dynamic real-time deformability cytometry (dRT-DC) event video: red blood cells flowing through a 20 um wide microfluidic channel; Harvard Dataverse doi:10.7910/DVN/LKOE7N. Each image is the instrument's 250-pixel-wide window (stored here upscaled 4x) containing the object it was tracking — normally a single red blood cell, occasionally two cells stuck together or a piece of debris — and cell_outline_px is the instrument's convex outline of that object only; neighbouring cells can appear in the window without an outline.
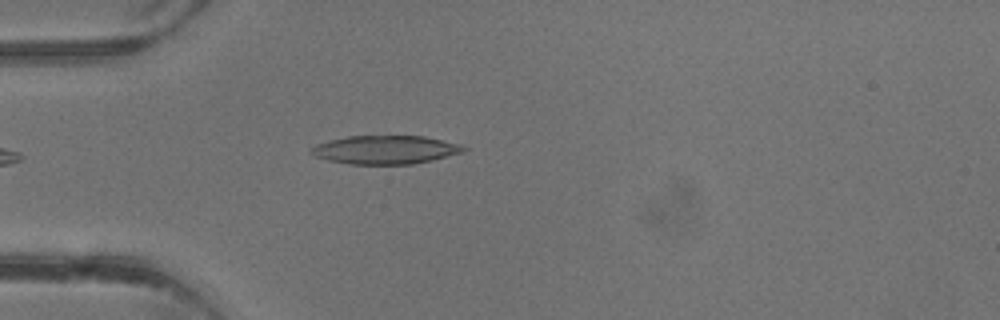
{"species": "common noctule bat (a hibernating species)", "species_latin": "Nyctalus noctula", "temperature_condition": "warm", "stored_images_in_passage": 2, "camera_frame_rate_fps": 3000, "um_per_image_px": 0.085, "animal": {"sex": "male", "body_mass_g": 13.3}, "frame": {"image": 1, "passage_image": 2, "time_ms": 1.0, "image_size_px": [1000, 320], "cell_outline_px": [[468, 148], [464, 152], [432, 160], [412, 164], [352, 164], [328, 160], [316, 156], [308, 152], [316, 144], [328, 140], [348, 136], [424, 136], [460, 144]], "centroid_in_image_um": [32.76, 12.72], "position_along_channel_um": 52.2, "area_um2": 25.26}}